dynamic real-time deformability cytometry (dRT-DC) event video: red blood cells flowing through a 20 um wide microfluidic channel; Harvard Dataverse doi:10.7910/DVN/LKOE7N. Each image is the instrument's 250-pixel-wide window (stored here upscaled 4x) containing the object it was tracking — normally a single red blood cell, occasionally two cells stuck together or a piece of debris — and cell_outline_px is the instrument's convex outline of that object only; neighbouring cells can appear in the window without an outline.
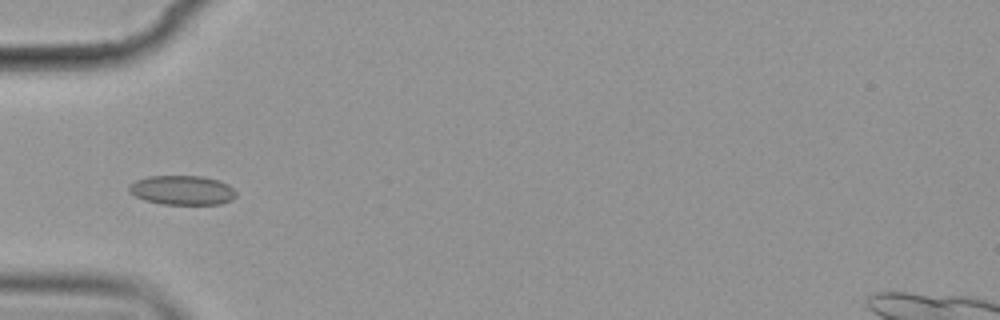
{"species": "common noctule bat (a hibernating species)", "species_latin": "Nyctalus noctula", "temperature_condition": "cold", "stored_images_in_passage": 15, "camera_frame_rate_fps": 3000, "um_per_image_px": 0.085, "animal": {"sex": "female", "body_mass_g": 19.9}, "frame": {"image": 1, "passage_image": 5, "time_ms": 5.667, "image_size_px": [1000, 320], "cell_outline_px": [[236, 196], [232, 200], [220, 204], [160, 204], [144, 200], [136, 196], [128, 188], [136, 180], [148, 176], [204, 176], [228, 184], [236, 192]], "centroid_in_image_um": [15.51, 16.17], "position_along_channel_um": 69.5, "area_um2": 18.21}}
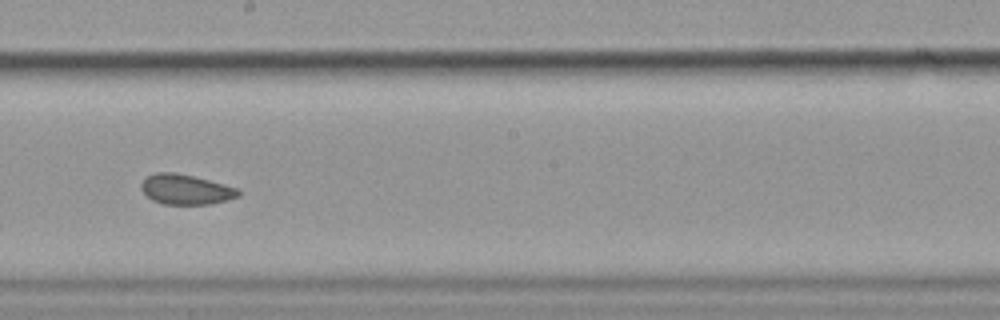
{"frame": {"image": 2, "passage_image": 9, "time_ms": 10.333, "image_size_px": [1000, 320], "cell_outline_px": [[240, 196], [208, 204], [164, 204], [152, 200], [140, 188], [140, 184], [148, 176], [156, 172], [172, 172], [192, 176], [208, 180], [236, 188], [240, 192]], "centroid_in_image_um": [15.75, 16.1], "position_along_channel_um": 232.4, "area_um2": 16.65}}
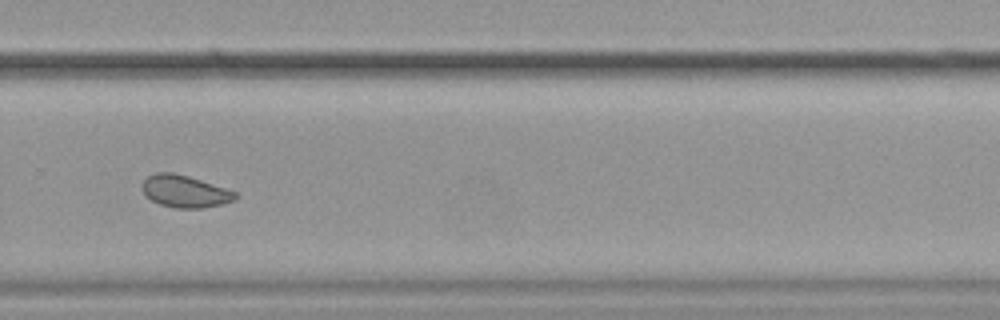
{"frame": {"image": 3, "passage_image": 11, "time_ms": 12.667, "image_size_px": [1000, 320], "cell_outline_px": [[240, 196], [236, 200], [224, 204], [200, 208], [176, 208], [160, 204], [144, 196], [140, 188], [140, 184], [148, 176], [156, 172], [172, 172], [188, 176], [236, 192]], "centroid_in_image_um": [15.69, 16.27], "position_along_channel_um": 314.1, "area_um2": 17.63}, "authors_computed_cell_mechanics": {"area_um2": 18.2648, "velocity_mm_per_s": 3.5068, "shape_relaxation_time_tau1_ms": null, "shape_relaxation_time_tau2_ms": 0.8895, "deformation_change_tau1": null, "deformation_change_tau2": 0.0337}}